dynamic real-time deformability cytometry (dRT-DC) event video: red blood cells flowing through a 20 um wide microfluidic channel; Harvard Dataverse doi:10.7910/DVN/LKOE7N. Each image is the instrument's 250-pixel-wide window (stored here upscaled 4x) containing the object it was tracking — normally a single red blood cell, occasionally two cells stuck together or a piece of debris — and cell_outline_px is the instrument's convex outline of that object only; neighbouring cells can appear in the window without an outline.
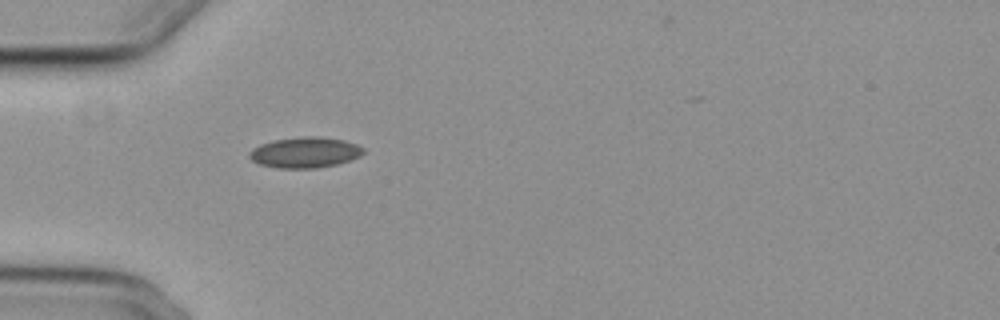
{"species": "common noctule bat (a hibernating species)", "species_latin": "Nyctalus noctula", "temperature_condition": "cold", "stored_images_in_passage": 37, "camera_frame_rate_fps": 3000, "um_per_image_px": 0.085, "animal": {"sex": "female", "body_mass_g": 29.2, "forearm_length_mm": 56.3}, "frame": {"image": 1, "passage_image": 1, "time_ms": 0.0, "image_size_px": [1000, 320], "cell_outline_px": [[364, 152], [360, 156], [336, 164], [316, 168], [280, 168], [260, 164], [252, 160], [248, 156], [248, 152], [252, 148], [260, 144], [272, 140], [300, 136], [320, 136], [344, 140], [356, 144], [364, 148]], "centroid_in_image_um": [25.9, 12.94], "position_along_channel_um": 59.1, "area_um2": 20.46}}
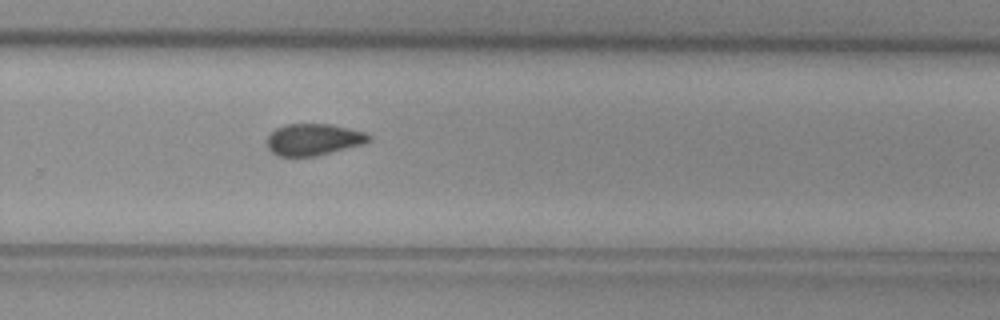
{"frame": {"image": 2, "passage_image": 21, "time_ms": 6.667, "image_size_px": [1000, 320], "cell_outline_px": [[372, 140], [364, 144], [316, 156], [276, 156], [268, 148], [268, 136], [276, 128], [288, 124], [332, 124], [368, 132], [372, 136]], "centroid_in_image_um": [26.71, 11.85], "position_along_channel_um": 303.1, "area_um2": 18.96}}
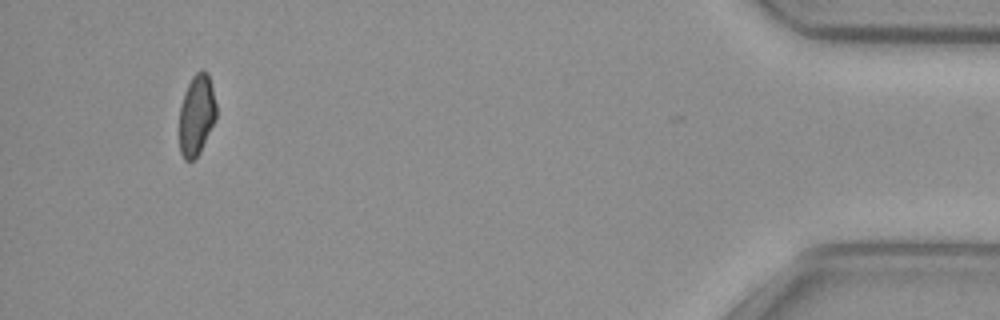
{"frame": {"image": 3, "passage_image": 36, "time_ms": 11.667, "image_size_px": [1000, 320], "cell_outline_px": [[216, 120], [200, 152], [192, 160], [184, 160], [180, 152], [180, 104], [184, 92], [192, 76], [200, 68], [208, 72], [216, 104]], "centroid_in_image_um": [16.71, 9.74], "position_along_channel_um": 418.5, "area_um2": 17.51}, "authors_computed_cell_mechanics": {"area_um2": 18.9584, "velocity_mm_per_s": 3.7386, "shape_relaxation_time_tau1_ms": null, "shape_relaxation_time_tau2_ms": 5.0876, "deformation_change_tau1": null, "deformation_change_tau2": 0.0783}}